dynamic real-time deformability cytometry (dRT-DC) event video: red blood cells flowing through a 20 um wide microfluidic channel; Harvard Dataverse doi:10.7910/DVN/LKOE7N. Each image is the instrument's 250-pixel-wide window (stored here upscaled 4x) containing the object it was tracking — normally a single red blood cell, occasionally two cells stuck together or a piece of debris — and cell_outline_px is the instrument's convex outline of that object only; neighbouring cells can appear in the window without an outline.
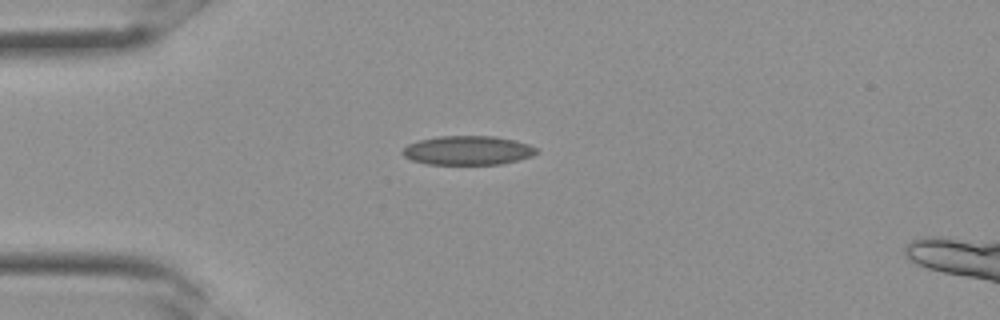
{"species": "Egyptian fruit bat (a non-hibernating species)", "species_latin": "Rousettus aegyptiacus", "temperature_condition": "room temperature", "stored_images_in_passage": 25, "camera_frame_rate_fps": 3000, "um_per_image_px": 0.085, "frame": {"image": 1, "passage_image": 1, "time_ms": 0.0, "image_size_px": [1000, 320], "cell_outline_px": [[540, 152], [532, 156], [500, 164], [428, 164], [412, 160], [404, 156], [400, 152], [408, 144], [420, 140], [436, 136], [492, 136], [512, 140], [528, 144], [540, 148]], "centroid_in_image_um": [39.77, 12.78], "position_along_channel_um": 45.2, "area_um2": 22.66}}
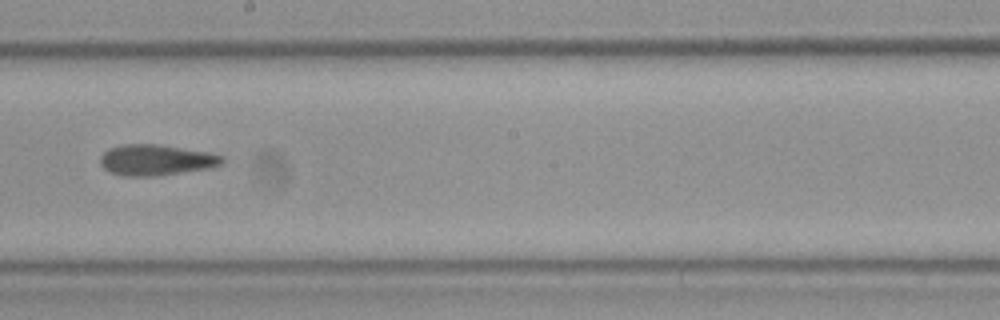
{"frame": {"image": 2, "passage_image": 11, "time_ms": 3.333, "image_size_px": [1000, 320], "cell_outline_px": [[224, 164], [212, 168], [156, 176], [124, 176], [108, 172], [100, 164], [100, 156], [108, 148], [120, 144], [160, 144], [208, 152], [224, 156]], "centroid_in_image_um": [13.27, 13.6], "position_along_channel_um": 234.9, "area_um2": 22.31}}
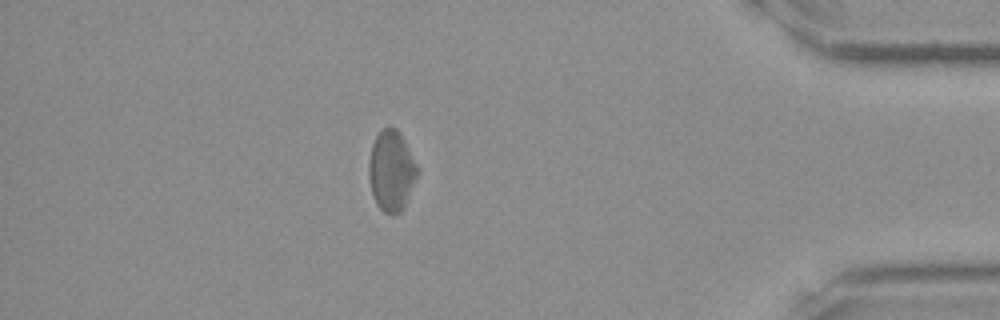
{"frame": {"image": 3, "passage_image": 21, "time_ms": 6.667, "image_size_px": [1000, 320], "cell_outline_px": [[420, 172], [408, 200], [404, 208], [400, 212], [384, 212], [376, 204], [372, 192], [368, 176], [368, 164], [372, 144], [376, 136], [384, 128], [396, 128], [400, 132], [420, 168]], "centroid_in_image_um": [33.3, 14.51], "position_along_channel_um": 401.9, "area_um2": 23.0}}